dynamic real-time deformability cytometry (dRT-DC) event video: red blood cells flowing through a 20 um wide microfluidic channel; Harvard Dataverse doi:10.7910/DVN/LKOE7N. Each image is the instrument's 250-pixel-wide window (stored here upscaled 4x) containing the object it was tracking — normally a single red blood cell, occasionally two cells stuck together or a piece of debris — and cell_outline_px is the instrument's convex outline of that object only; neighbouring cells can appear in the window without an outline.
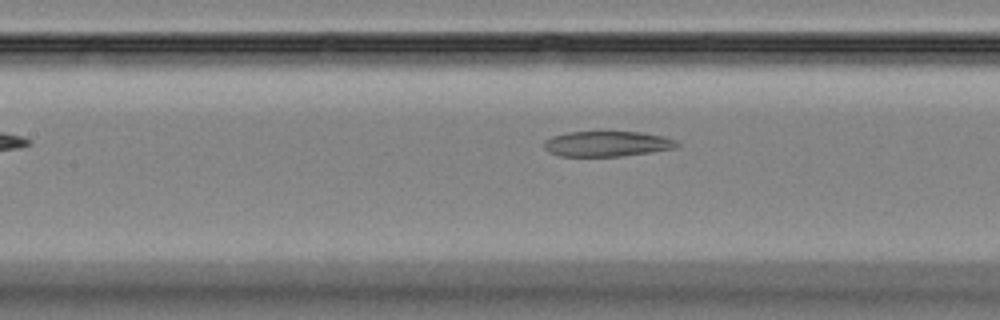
{"species": "Egyptian fruit bat (a non-hibernating species)", "species_latin": "Rousettus aegyptiacus", "temperature_condition": "room temperature", "stored_images_in_passage": 40, "camera_frame_rate_fps": 3000, "um_per_image_px": 0.085, "animal": {"sex": "female"}, "frame": {"image": 1, "passage_image": 11, "time_ms": 3.333, "image_size_px": [1000, 320], "cell_outline_px": [[680, 144], [676, 148], [652, 152], [620, 156], [560, 156], [548, 152], [544, 148], [544, 140], [552, 136], [568, 132], [640, 132], [664, 136], [676, 140]], "centroid_in_image_um": [51.61, 12.22], "position_along_channel_um": 155.8, "area_um2": 19.71}}
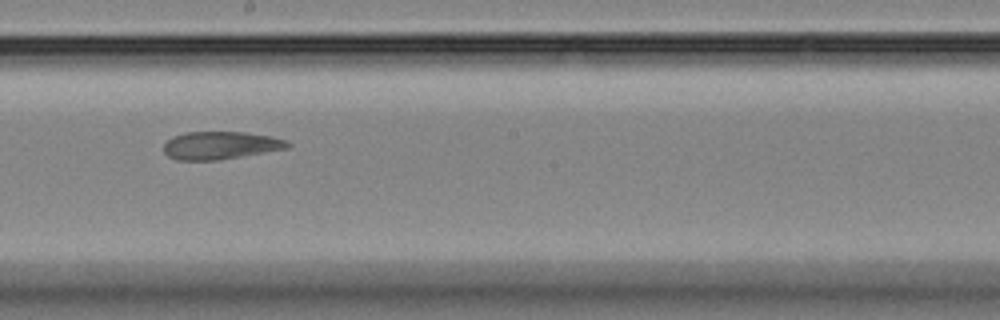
{"frame": {"image": 2, "passage_image": 17, "time_ms": 5.333, "image_size_px": [1000, 320], "cell_outline_px": [[292, 144], [288, 148], [220, 160], [176, 160], [168, 156], [164, 152], [164, 144], [172, 136], [184, 132], [244, 132], [272, 136], [288, 140]], "centroid_in_image_um": [18.75, 12.35], "position_along_channel_um": 229.4, "area_um2": 20.23}}
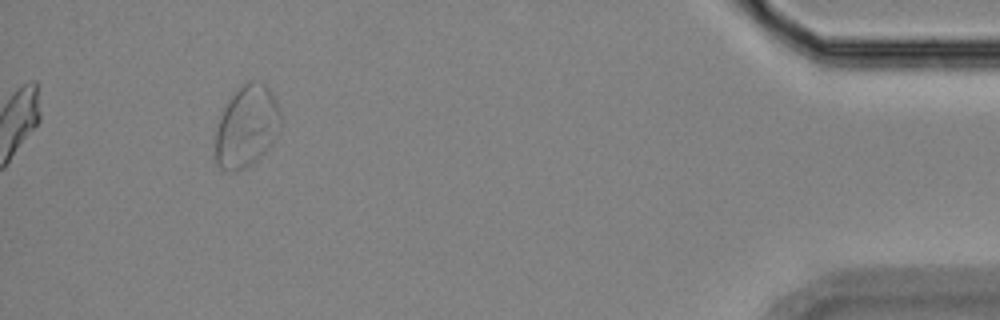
{"frame": {"image": 3, "passage_image": 37, "time_ms": 12.0, "image_size_px": [1000, 320], "cell_outline_px": [[280, 128], [264, 152], [252, 164], [236, 172], [228, 172], [220, 168], [216, 164], [216, 132], [224, 108], [232, 96], [248, 80], [256, 80], [264, 84], [272, 92], [276, 100], [280, 112]], "centroid_in_image_um": [20.97, 10.76], "position_along_channel_um": 414.2, "area_um2": 30.58}, "authors_computed_cell_mechanics": {"area_um2": 21.2704, "velocity_mm_per_s": 3.704, "shape_relaxation_time_tau1_ms": null, "shape_relaxation_time_tau2_ms": 1.5578, "deformation_change_tau1": null, "deformation_change_tau2": 0.0847}}